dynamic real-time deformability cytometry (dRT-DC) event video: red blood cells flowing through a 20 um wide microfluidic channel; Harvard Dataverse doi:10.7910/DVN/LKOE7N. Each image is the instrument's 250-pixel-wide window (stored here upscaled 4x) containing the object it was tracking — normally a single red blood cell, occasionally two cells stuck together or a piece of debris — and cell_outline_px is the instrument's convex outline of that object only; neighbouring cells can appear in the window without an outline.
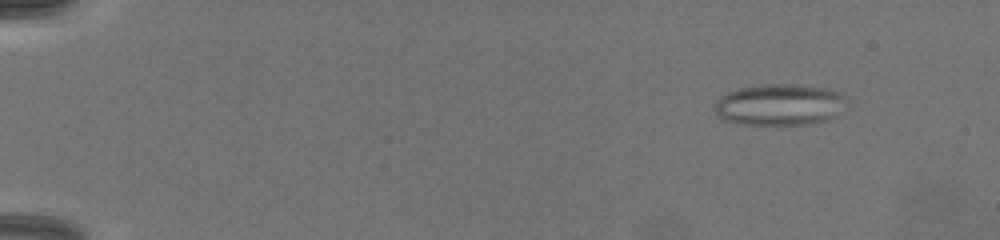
{"species": "common noctule bat (a hibernating species)", "species_latin": "Nyctalus noctula", "temperature_condition": "warm", "stored_images_in_passage": 21, "camera_frame_rate_fps": 3000, "um_per_image_px": 0.085, "animal": {"sex": "female", "body_mass_g": 19.5, "forearm_length_mm": 54.1}, "frame": {"image": 1, "passage_image": 6, "time_ms": 2.0, "image_size_px": [1000, 240], "cell_outline_px": [[840, 96], [832, 116], [824, 120], [808, 124], [740, 124], [724, 120], [716, 116], [716, 100], [720, 96], [728, 92], [740, 88], [764, 84], [784, 84], [824, 88], [836, 92]], "centroid_in_image_um": [66.04, 8.9], "position_along_channel_um": 19.0, "area_um2": 30.4}}
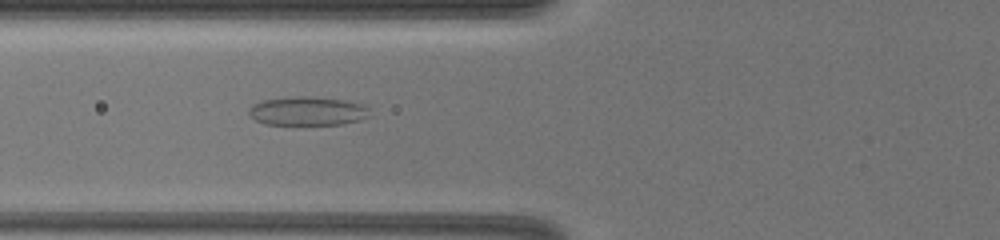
{"frame": {"image": 2, "passage_image": 17, "time_ms": 7.333, "image_size_px": [1000, 240], "cell_outline_px": [[368, 116], [360, 120], [340, 124], [264, 124], [256, 120], [248, 112], [252, 104], [264, 100], [300, 96], [304, 96], [344, 100], [360, 104], [368, 108]], "centroid_in_image_um": [26.12, 9.44], "position_along_channel_um": 99.7, "area_um2": 19.83}}
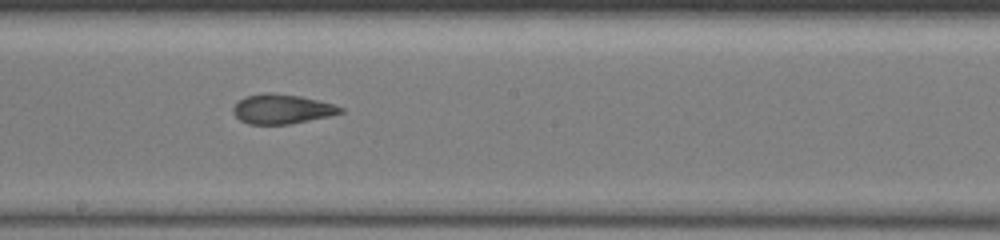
{"frame": {"image": 3, "passage_image": 20, "time_ms": 10.333, "image_size_px": [1000, 240], "cell_outline_px": [[344, 112], [328, 116], [288, 124], [248, 124], [240, 120], [232, 112], [232, 108], [240, 100], [248, 96], [264, 92], [272, 92], [300, 96], [332, 104], [344, 108]], "centroid_in_image_um": [23.94, 9.26], "position_along_channel_um": 224.3, "area_um2": 18.26}}